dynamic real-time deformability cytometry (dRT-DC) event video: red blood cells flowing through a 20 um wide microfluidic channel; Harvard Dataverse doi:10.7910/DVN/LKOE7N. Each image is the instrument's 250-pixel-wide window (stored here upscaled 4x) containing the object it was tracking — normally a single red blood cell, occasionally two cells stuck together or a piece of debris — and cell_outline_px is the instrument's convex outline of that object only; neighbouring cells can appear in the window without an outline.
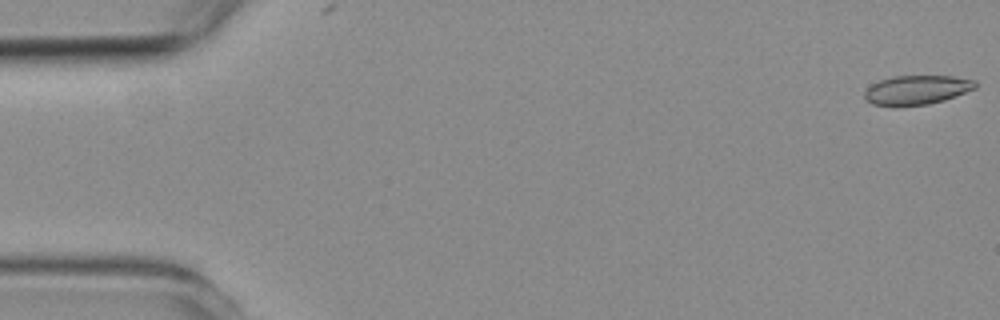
{"species": "common noctule bat (a hibernating species)", "species_latin": "Nyctalus noctula", "temperature_condition": "room temperature", "stored_images_in_passage": 5, "camera_frame_rate_fps": 3000, "um_per_image_px": 0.085, "animal": {"sex": "female", "body_mass_g": 19.3, "forearm_length_mm": 54.1}, "frame": {"image": 1, "passage_image": 1, "time_ms": 0.0, "image_size_px": [1000, 320], "cell_outline_px": [[976, 88], [944, 100], [928, 104], [892, 108], [872, 104], [864, 100], [864, 92], [872, 84], [880, 80], [892, 76], [952, 76], [976, 80]], "centroid_in_image_um": [77.87, 7.67], "position_along_channel_um": 7.1, "area_um2": 19.25}}
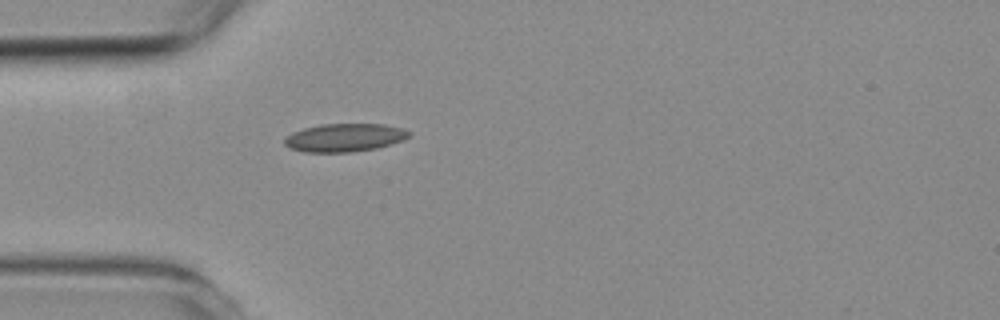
{"frame": {"image": 2, "passage_image": 5, "time_ms": 4.667, "image_size_px": [1000, 320], "cell_outline_px": [[412, 136], [404, 140], [376, 148], [352, 152], [304, 152], [292, 148], [284, 144], [284, 140], [292, 132], [304, 128], [320, 124], [384, 124], [404, 128], [412, 132]], "centroid_in_image_um": [29.35, 11.69], "position_along_channel_um": 55.6, "area_um2": 20.52}}